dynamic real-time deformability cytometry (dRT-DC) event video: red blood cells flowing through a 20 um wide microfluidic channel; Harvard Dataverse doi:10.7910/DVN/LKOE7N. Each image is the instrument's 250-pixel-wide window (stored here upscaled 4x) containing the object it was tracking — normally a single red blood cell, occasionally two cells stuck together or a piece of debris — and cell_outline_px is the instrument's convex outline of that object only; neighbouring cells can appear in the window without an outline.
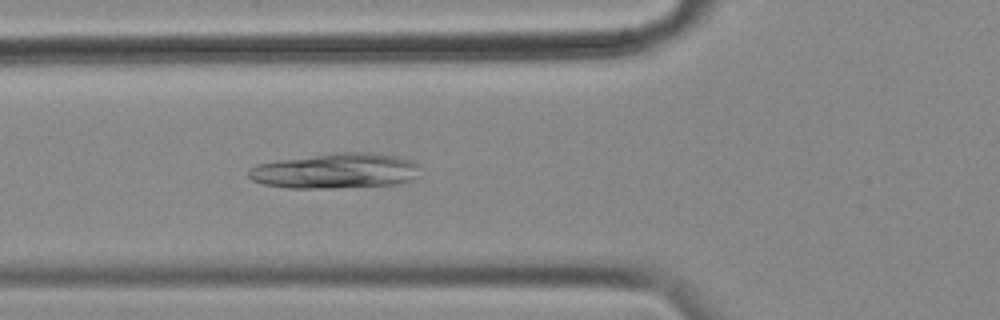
{"species": "common noctule bat (a hibernating species)", "species_latin": "Nyctalus noctula", "temperature_condition": "cold", "stored_images_in_passage": 22, "camera_frame_rate_fps": 3000, "um_per_image_px": 0.085, "animal": {"sex": "female", "body_mass_g": 18.4}, "frame": {"image": 1, "passage_image": 7, "time_ms": 2.0, "image_size_px": [1000, 320], "cell_outline_px": [[420, 164], [416, 176], [412, 180], [396, 184], [332, 188], [288, 188], [264, 184], [252, 180], [248, 176], [248, 172], [252, 168], [260, 164], [280, 160], [336, 152], [380, 152], [412, 160]], "centroid_in_image_um": [28.58, 14.52], "position_along_channel_um": 97.2, "area_um2": 35.26}}
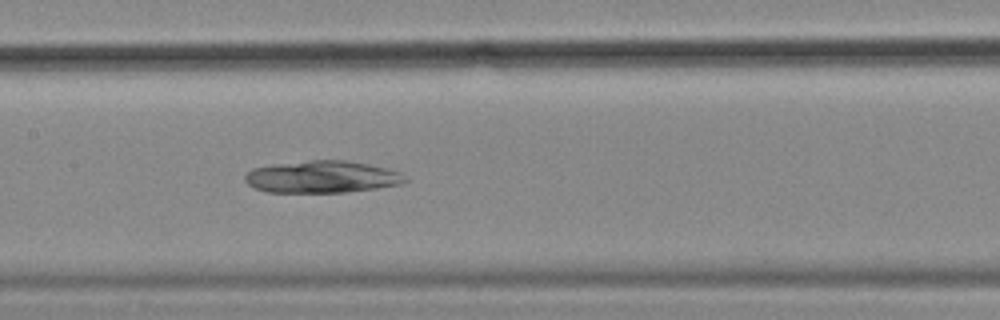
{"frame": {"image": 2, "passage_image": 14, "time_ms": 4.333, "image_size_px": [1000, 320], "cell_outline_px": [[408, 180], [400, 184], [376, 188], [344, 192], [268, 192], [256, 188], [248, 184], [244, 180], [244, 176], [252, 168], [272, 164], [312, 160], [344, 160], [384, 168], [400, 172]], "centroid_in_image_um": [27.32, 15.03], "position_along_channel_um": 180.1, "area_um2": 29.65}}
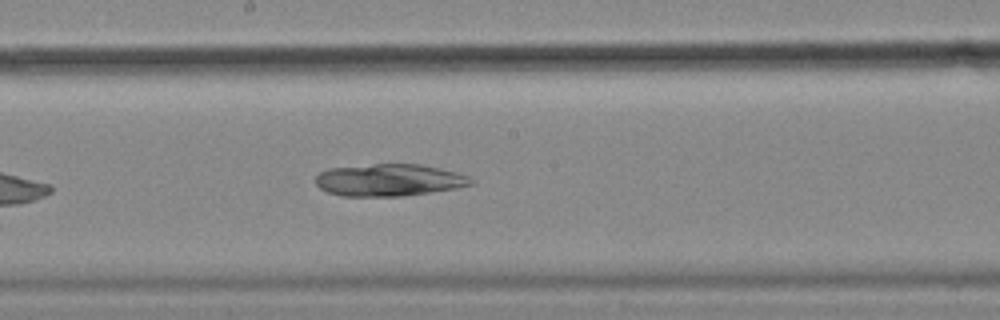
{"frame": {"image": 3, "passage_image": 17, "time_ms": 5.333, "image_size_px": [1000, 320], "cell_outline_px": [[476, 184], [456, 188], [404, 196], [344, 196], [328, 192], [320, 188], [316, 184], [316, 176], [320, 172], [328, 168], [372, 164], [420, 164], [440, 168], [456, 172], [468, 176], [476, 180]], "centroid_in_image_um": [33.11, 15.3], "position_along_channel_um": 215.1, "area_um2": 29.25}}